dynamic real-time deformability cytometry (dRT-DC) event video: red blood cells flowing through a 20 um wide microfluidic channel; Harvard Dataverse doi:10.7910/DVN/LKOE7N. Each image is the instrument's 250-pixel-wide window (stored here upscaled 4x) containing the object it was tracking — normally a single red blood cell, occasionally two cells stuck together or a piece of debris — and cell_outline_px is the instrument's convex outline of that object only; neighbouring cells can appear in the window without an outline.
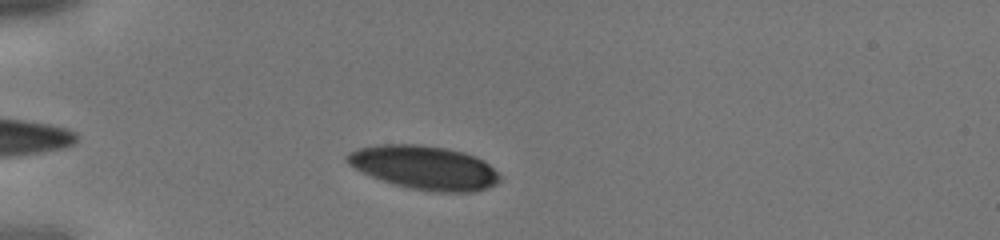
{"species": "human", "species_latin": "Homo sapiens", "temperature_condition": "cold", "stored_images_in_passage": 31, "camera_frame_rate_fps": 3000, "um_per_image_px": 0.085, "donor": {"sex": "male"}, "frame": {"image": 1, "passage_image": 1, "time_ms": 0.0, "image_size_px": [1000, 240], "cell_outline_px": [[500, 180], [496, 184], [488, 188], [472, 192], [436, 192], [412, 188], [396, 184], [372, 176], [348, 164], [344, 160], [344, 156], [348, 152], [356, 148], [376, 144], [420, 144], [448, 148], [464, 152], [476, 156], [484, 160], [500, 176]], "centroid_in_image_um": [36.06, 14.22], "position_along_channel_um": 48.9, "area_um2": 38.96}}
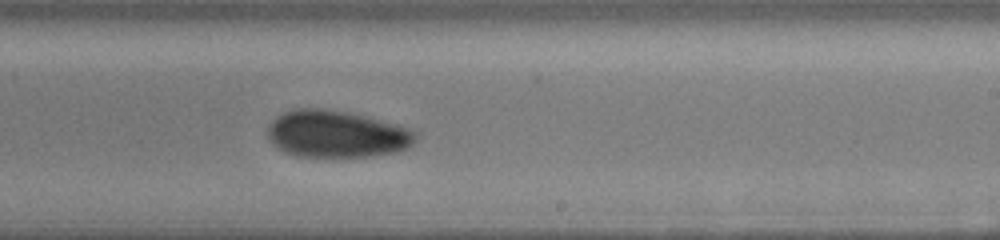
{"frame": {"image": 2, "passage_image": 16, "time_ms": 5.0, "image_size_px": [1000, 240], "cell_outline_px": [[416, 140], [408, 148], [396, 152], [372, 156], [296, 156], [284, 152], [276, 148], [268, 140], [268, 124], [276, 116], [284, 112], [296, 108], [324, 108], [348, 112], [396, 124], [408, 128], [416, 132]], "centroid_in_image_um": [28.57, 11.39], "position_along_channel_um": 260.4, "area_um2": 40.69}}
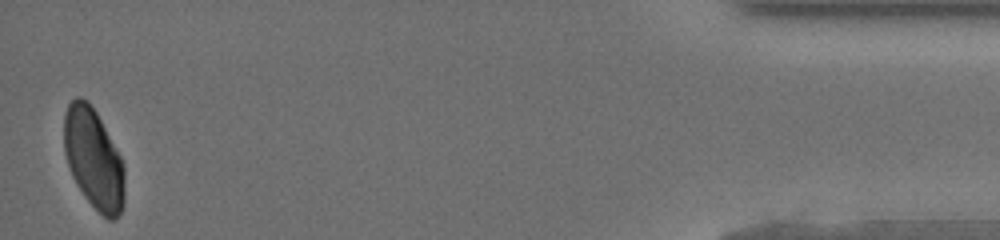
{"frame": {"image": 3, "passage_image": 31, "time_ms": 10.0, "image_size_px": [1000, 240], "cell_outline_px": [[124, 204], [120, 212], [112, 220], [108, 220], [84, 196], [76, 184], [72, 176], [64, 152], [64, 112], [68, 104], [76, 96], [80, 96], [88, 100], [96, 112], [120, 156], [124, 168]], "centroid_in_image_um": [7.94, 13.46], "position_along_channel_um": 427.3, "area_um2": 35.2}}